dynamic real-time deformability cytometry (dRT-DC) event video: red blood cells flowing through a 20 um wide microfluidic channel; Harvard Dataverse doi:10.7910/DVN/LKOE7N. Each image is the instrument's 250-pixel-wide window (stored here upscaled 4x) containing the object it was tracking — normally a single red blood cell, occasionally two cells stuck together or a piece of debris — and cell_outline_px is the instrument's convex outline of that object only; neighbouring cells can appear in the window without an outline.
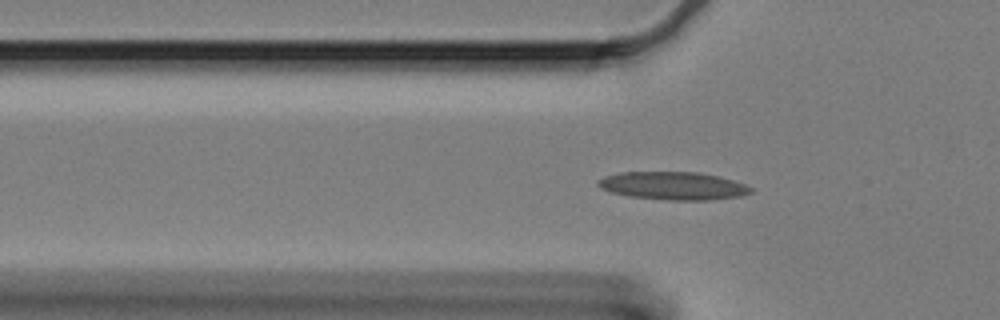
{"species": "Egyptian fruit bat (a non-hibernating species)", "species_latin": "Rousettus aegyptiacus", "temperature_condition": "cold", "stored_images_in_passage": 37, "camera_frame_rate_fps": 3000, "um_per_image_px": 0.085, "animal": {"sex": "female"}, "frame": {"image": 1, "passage_image": 4, "time_ms": 1.0, "image_size_px": [1000, 320], "cell_outline_px": [[752, 192], [740, 196], [712, 200], [668, 200], [628, 196], [612, 192], [600, 188], [596, 184], [596, 180], [604, 176], [620, 172], [696, 172], [716, 176], [732, 180], [744, 184], [752, 188]], "centroid_in_image_um": [57.17, 15.79], "position_along_channel_um": 68.6, "area_um2": 24.85}}
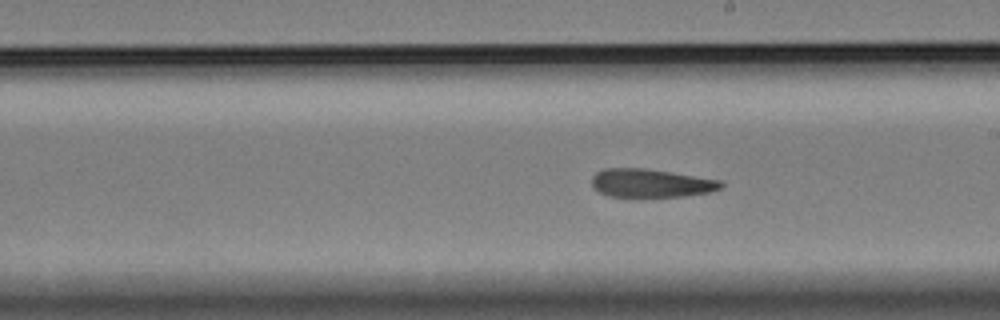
{"frame": {"image": 2, "passage_image": 19, "time_ms": 6.0, "image_size_px": [1000, 320], "cell_outline_px": [[724, 184], [720, 188], [712, 192], [684, 196], [636, 200], [608, 196], [600, 192], [592, 184], [592, 176], [596, 172], [604, 168], [644, 168], [672, 172], [724, 180]], "centroid_in_image_um": [55.34, 15.61], "position_along_channel_um": 233.7, "area_um2": 22.48}}
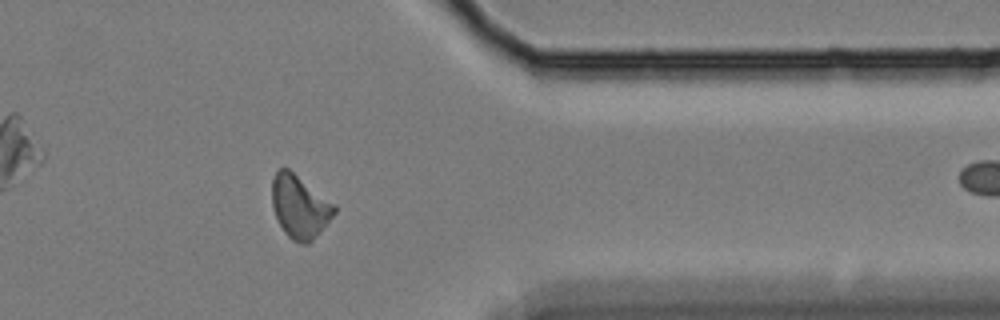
{"frame": {"image": 3, "passage_image": 34, "time_ms": 11.0, "image_size_px": [1000, 320], "cell_outline_px": [[336, 212], [320, 232], [308, 244], [300, 244], [292, 240], [284, 232], [276, 216], [272, 204], [272, 180], [276, 172], [280, 168], [288, 168], [336, 204]], "centroid_in_image_um": [25.49, 17.57], "position_along_channel_um": 385.9, "area_um2": 22.83}}